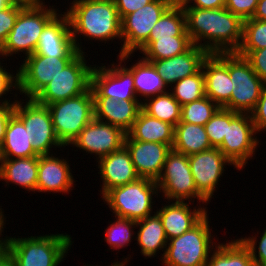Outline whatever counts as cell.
Wrapping results in <instances>:
<instances>
[{"label":"cell","mask_w":266,"mask_h":266,"mask_svg":"<svg viewBox=\"0 0 266 266\" xmlns=\"http://www.w3.org/2000/svg\"><path fill=\"white\" fill-rule=\"evenodd\" d=\"M3 159L4 158H3V153H2V145L0 144V165Z\"/></svg>","instance_id":"obj_56"},{"label":"cell","mask_w":266,"mask_h":266,"mask_svg":"<svg viewBox=\"0 0 266 266\" xmlns=\"http://www.w3.org/2000/svg\"><path fill=\"white\" fill-rule=\"evenodd\" d=\"M128 69L133 74L135 93L139 97L148 99L168 92L166 83L151 62L141 58Z\"/></svg>","instance_id":"obj_31"},{"label":"cell","mask_w":266,"mask_h":266,"mask_svg":"<svg viewBox=\"0 0 266 266\" xmlns=\"http://www.w3.org/2000/svg\"><path fill=\"white\" fill-rule=\"evenodd\" d=\"M158 189L168 201L190 202L197 198L199 202L208 201L197 191L188 156L171 149L165 159L161 175L156 181ZM191 199V200H189Z\"/></svg>","instance_id":"obj_11"},{"label":"cell","mask_w":266,"mask_h":266,"mask_svg":"<svg viewBox=\"0 0 266 266\" xmlns=\"http://www.w3.org/2000/svg\"><path fill=\"white\" fill-rule=\"evenodd\" d=\"M256 133L251 114L227 109V132L218 149L239 171L255 154L259 145Z\"/></svg>","instance_id":"obj_10"},{"label":"cell","mask_w":266,"mask_h":266,"mask_svg":"<svg viewBox=\"0 0 266 266\" xmlns=\"http://www.w3.org/2000/svg\"><path fill=\"white\" fill-rule=\"evenodd\" d=\"M260 242L258 243L259 246L256 247L257 244V238L254 235V237H246L241 238L240 240L243 242V244L248 248L250 251L251 258L254 260L256 266H266V230L264 229V232L262 234V237H260ZM258 248V255L257 249ZM258 256V257H257Z\"/></svg>","instance_id":"obj_43"},{"label":"cell","mask_w":266,"mask_h":266,"mask_svg":"<svg viewBox=\"0 0 266 266\" xmlns=\"http://www.w3.org/2000/svg\"><path fill=\"white\" fill-rule=\"evenodd\" d=\"M252 18L266 21V0L258 1L256 11Z\"/></svg>","instance_id":"obj_50"},{"label":"cell","mask_w":266,"mask_h":266,"mask_svg":"<svg viewBox=\"0 0 266 266\" xmlns=\"http://www.w3.org/2000/svg\"><path fill=\"white\" fill-rule=\"evenodd\" d=\"M189 36L183 7H169L153 26L149 39Z\"/></svg>","instance_id":"obj_35"},{"label":"cell","mask_w":266,"mask_h":266,"mask_svg":"<svg viewBox=\"0 0 266 266\" xmlns=\"http://www.w3.org/2000/svg\"><path fill=\"white\" fill-rule=\"evenodd\" d=\"M126 133L119 127L93 119L70 145L98 155V159L119 150L124 145Z\"/></svg>","instance_id":"obj_16"},{"label":"cell","mask_w":266,"mask_h":266,"mask_svg":"<svg viewBox=\"0 0 266 266\" xmlns=\"http://www.w3.org/2000/svg\"><path fill=\"white\" fill-rule=\"evenodd\" d=\"M57 14V10L49 9L43 2L26 5L18 14L15 24L0 49V56H13L25 52V57L32 55L46 24Z\"/></svg>","instance_id":"obj_4"},{"label":"cell","mask_w":266,"mask_h":266,"mask_svg":"<svg viewBox=\"0 0 266 266\" xmlns=\"http://www.w3.org/2000/svg\"><path fill=\"white\" fill-rule=\"evenodd\" d=\"M174 87V88H173ZM171 86L172 96L183 106L205 96L204 74L201 69L194 75L187 76Z\"/></svg>","instance_id":"obj_36"},{"label":"cell","mask_w":266,"mask_h":266,"mask_svg":"<svg viewBox=\"0 0 266 266\" xmlns=\"http://www.w3.org/2000/svg\"><path fill=\"white\" fill-rule=\"evenodd\" d=\"M51 155L38 156V192L68 193L73 187V176L68 162Z\"/></svg>","instance_id":"obj_24"},{"label":"cell","mask_w":266,"mask_h":266,"mask_svg":"<svg viewBox=\"0 0 266 266\" xmlns=\"http://www.w3.org/2000/svg\"><path fill=\"white\" fill-rule=\"evenodd\" d=\"M72 59L42 55L25 57L19 71L17 70L18 90L33 99Z\"/></svg>","instance_id":"obj_15"},{"label":"cell","mask_w":266,"mask_h":266,"mask_svg":"<svg viewBox=\"0 0 266 266\" xmlns=\"http://www.w3.org/2000/svg\"><path fill=\"white\" fill-rule=\"evenodd\" d=\"M13 2L21 3L24 5H34L42 2L41 0H12Z\"/></svg>","instance_id":"obj_54"},{"label":"cell","mask_w":266,"mask_h":266,"mask_svg":"<svg viewBox=\"0 0 266 266\" xmlns=\"http://www.w3.org/2000/svg\"><path fill=\"white\" fill-rule=\"evenodd\" d=\"M139 227L137 232V244L141 248V253L145 257L156 255L157 251L166 249L168 239L165 235L162 220L157 212L144 219L136 221Z\"/></svg>","instance_id":"obj_28"},{"label":"cell","mask_w":266,"mask_h":266,"mask_svg":"<svg viewBox=\"0 0 266 266\" xmlns=\"http://www.w3.org/2000/svg\"><path fill=\"white\" fill-rule=\"evenodd\" d=\"M170 6L161 0H153L134 13L121 19L123 44L120 54L138 50L148 39L153 26Z\"/></svg>","instance_id":"obj_14"},{"label":"cell","mask_w":266,"mask_h":266,"mask_svg":"<svg viewBox=\"0 0 266 266\" xmlns=\"http://www.w3.org/2000/svg\"><path fill=\"white\" fill-rule=\"evenodd\" d=\"M266 48V21L244 20L242 42L237 51H254Z\"/></svg>","instance_id":"obj_38"},{"label":"cell","mask_w":266,"mask_h":266,"mask_svg":"<svg viewBox=\"0 0 266 266\" xmlns=\"http://www.w3.org/2000/svg\"><path fill=\"white\" fill-rule=\"evenodd\" d=\"M183 9L187 33L194 45L205 49L209 54L237 52L243 37L244 20L241 17L225 7ZM202 40L205 42L202 43Z\"/></svg>","instance_id":"obj_1"},{"label":"cell","mask_w":266,"mask_h":266,"mask_svg":"<svg viewBox=\"0 0 266 266\" xmlns=\"http://www.w3.org/2000/svg\"><path fill=\"white\" fill-rule=\"evenodd\" d=\"M97 162L103 184L102 191H100L102 196L113 187L132 183L140 178L125 145L97 159Z\"/></svg>","instance_id":"obj_22"},{"label":"cell","mask_w":266,"mask_h":266,"mask_svg":"<svg viewBox=\"0 0 266 266\" xmlns=\"http://www.w3.org/2000/svg\"><path fill=\"white\" fill-rule=\"evenodd\" d=\"M205 96L224 108L232 93V81L228 70V53L209 54L202 64Z\"/></svg>","instance_id":"obj_20"},{"label":"cell","mask_w":266,"mask_h":266,"mask_svg":"<svg viewBox=\"0 0 266 266\" xmlns=\"http://www.w3.org/2000/svg\"><path fill=\"white\" fill-rule=\"evenodd\" d=\"M259 0H225V8L243 20L252 18Z\"/></svg>","instance_id":"obj_44"},{"label":"cell","mask_w":266,"mask_h":266,"mask_svg":"<svg viewBox=\"0 0 266 266\" xmlns=\"http://www.w3.org/2000/svg\"><path fill=\"white\" fill-rule=\"evenodd\" d=\"M14 3L12 0H0V11L4 10L8 6Z\"/></svg>","instance_id":"obj_55"},{"label":"cell","mask_w":266,"mask_h":266,"mask_svg":"<svg viewBox=\"0 0 266 266\" xmlns=\"http://www.w3.org/2000/svg\"><path fill=\"white\" fill-rule=\"evenodd\" d=\"M71 240L68 234L7 237L5 249L12 256L14 266H58L71 248Z\"/></svg>","instance_id":"obj_3"},{"label":"cell","mask_w":266,"mask_h":266,"mask_svg":"<svg viewBox=\"0 0 266 266\" xmlns=\"http://www.w3.org/2000/svg\"><path fill=\"white\" fill-rule=\"evenodd\" d=\"M141 101V109L149 116L169 123L174 127L181 119V105L169 92Z\"/></svg>","instance_id":"obj_34"},{"label":"cell","mask_w":266,"mask_h":266,"mask_svg":"<svg viewBox=\"0 0 266 266\" xmlns=\"http://www.w3.org/2000/svg\"><path fill=\"white\" fill-rule=\"evenodd\" d=\"M2 208H0V235H3V234H1L3 231V229H4V225H5V222L4 221H6L5 220V218H4V214H3V212H2V210H1ZM0 239H2V238H0ZM6 242H7V237H6V239H2V240H0V250H2V249H5V246H6Z\"/></svg>","instance_id":"obj_52"},{"label":"cell","mask_w":266,"mask_h":266,"mask_svg":"<svg viewBox=\"0 0 266 266\" xmlns=\"http://www.w3.org/2000/svg\"><path fill=\"white\" fill-rule=\"evenodd\" d=\"M15 101V102H14ZM0 104V144L3 143L9 119L15 112V103Z\"/></svg>","instance_id":"obj_48"},{"label":"cell","mask_w":266,"mask_h":266,"mask_svg":"<svg viewBox=\"0 0 266 266\" xmlns=\"http://www.w3.org/2000/svg\"><path fill=\"white\" fill-rule=\"evenodd\" d=\"M189 202L175 201L164 205L156 211L163 223L167 239L178 237L194 227L206 214V207L193 208Z\"/></svg>","instance_id":"obj_25"},{"label":"cell","mask_w":266,"mask_h":266,"mask_svg":"<svg viewBox=\"0 0 266 266\" xmlns=\"http://www.w3.org/2000/svg\"><path fill=\"white\" fill-rule=\"evenodd\" d=\"M3 67L4 66L0 65V98H2L1 96L3 94L5 95L7 92L11 91L10 89L14 88L18 90L19 88L18 73H16V75L14 76V74L7 72L6 68ZM5 103H10V100L8 101L7 99L6 100L3 99L0 102V104H5Z\"/></svg>","instance_id":"obj_46"},{"label":"cell","mask_w":266,"mask_h":266,"mask_svg":"<svg viewBox=\"0 0 266 266\" xmlns=\"http://www.w3.org/2000/svg\"><path fill=\"white\" fill-rule=\"evenodd\" d=\"M208 55L205 49L193 44L186 52L174 57L147 61L153 64L157 73L170 87L181 79L198 73Z\"/></svg>","instance_id":"obj_21"},{"label":"cell","mask_w":266,"mask_h":266,"mask_svg":"<svg viewBox=\"0 0 266 266\" xmlns=\"http://www.w3.org/2000/svg\"><path fill=\"white\" fill-rule=\"evenodd\" d=\"M2 145L3 158H29L38 156L32 148L31 136L24 123L13 114L9 119Z\"/></svg>","instance_id":"obj_29"},{"label":"cell","mask_w":266,"mask_h":266,"mask_svg":"<svg viewBox=\"0 0 266 266\" xmlns=\"http://www.w3.org/2000/svg\"><path fill=\"white\" fill-rule=\"evenodd\" d=\"M27 101L22 106L24 102L17 100L14 114L24 123L26 131L30 134L33 151L38 156H43L50 155L53 146L64 147L55 133L48 107L34 99Z\"/></svg>","instance_id":"obj_12"},{"label":"cell","mask_w":266,"mask_h":266,"mask_svg":"<svg viewBox=\"0 0 266 266\" xmlns=\"http://www.w3.org/2000/svg\"><path fill=\"white\" fill-rule=\"evenodd\" d=\"M124 145L130 152L139 177L157 181L161 175L166 156L172 148L167 144L133 140L127 133Z\"/></svg>","instance_id":"obj_19"},{"label":"cell","mask_w":266,"mask_h":266,"mask_svg":"<svg viewBox=\"0 0 266 266\" xmlns=\"http://www.w3.org/2000/svg\"><path fill=\"white\" fill-rule=\"evenodd\" d=\"M228 70L232 81L230 102L224 107L238 113H251L266 85L249 61L236 52L228 53Z\"/></svg>","instance_id":"obj_9"},{"label":"cell","mask_w":266,"mask_h":266,"mask_svg":"<svg viewBox=\"0 0 266 266\" xmlns=\"http://www.w3.org/2000/svg\"><path fill=\"white\" fill-rule=\"evenodd\" d=\"M0 179L18 185L27 191H36L38 156L29 158H4L0 165Z\"/></svg>","instance_id":"obj_26"},{"label":"cell","mask_w":266,"mask_h":266,"mask_svg":"<svg viewBox=\"0 0 266 266\" xmlns=\"http://www.w3.org/2000/svg\"><path fill=\"white\" fill-rule=\"evenodd\" d=\"M204 127L211 146L218 148L227 132V109L220 107Z\"/></svg>","instance_id":"obj_40"},{"label":"cell","mask_w":266,"mask_h":266,"mask_svg":"<svg viewBox=\"0 0 266 266\" xmlns=\"http://www.w3.org/2000/svg\"><path fill=\"white\" fill-rule=\"evenodd\" d=\"M85 53L79 52L33 99L47 106L86 92L91 85L93 67L86 64Z\"/></svg>","instance_id":"obj_8"},{"label":"cell","mask_w":266,"mask_h":266,"mask_svg":"<svg viewBox=\"0 0 266 266\" xmlns=\"http://www.w3.org/2000/svg\"><path fill=\"white\" fill-rule=\"evenodd\" d=\"M236 53L249 61L254 72L266 84V48L254 51H237Z\"/></svg>","instance_id":"obj_42"},{"label":"cell","mask_w":266,"mask_h":266,"mask_svg":"<svg viewBox=\"0 0 266 266\" xmlns=\"http://www.w3.org/2000/svg\"><path fill=\"white\" fill-rule=\"evenodd\" d=\"M205 266H256L250 251L240 239L217 244Z\"/></svg>","instance_id":"obj_32"},{"label":"cell","mask_w":266,"mask_h":266,"mask_svg":"<svg viewBox=\"0 0 266 266\" xmlns=\"http://www.w3.org/2000/svg\"><path fill=\"white\" fill-rule=\"evenodd\" d=\"M59 141L70 145L85 126L94 119L91 88L79 96L47 105Z\"/></svg>","instance_id":"obj_7"},{"label":"cell","mask_w":266,"mask_h":266,"mask_svg":"<svg viewBox=\"0 0 266 266\" xmlns=\"http://www.w3.org/2000/svg\"><path fill=\"white\" fill-rule=\"evenodd\" d=\"M212 148L205 127L187 122L175 126L172 149L187 156Z\"/></svg>","instance_id":"obj_30"},{"label":"cell","mask_w":266,"mask_h":266,"mask_svg":"<svg viewBox=\"0 0 266 266\" xmlns=\"http://www.w3.org/2000/svg\"><path fill=\"white\" fill-rule=\"evenodd\" d=\"M71 5L66 13L73 43L79 52H83L77 41L80 35L88 37V40H122L121 19L113 0H73Z\"/></svg>","instance_id":"obj_2"},{"label":"cell","mask_w":266,"mask_h":266,"mask_svg":"<svg viewBox=\"0 0 266 266\" xmlns=\"http://www.w3.org/2000/svg\"><path fill=\"white\" fill-rule=\"evenodd\" d=\"M219 108L214 101L204 96L181 107L180 122L204 126Z\"/></svg>","instance_id":"obj_37"},{"label":"cell","mask_w":266,"mask_h":266,"mask_svg":"<svg viewBox=\"0 0 266 266\" xmlns=\"http://www.w3.org/2000/svg\"><path fill=\"white\" fill-rule=\"evenodd\" d=\"M206 214L194 227L184 234L169 239L162 263L165 266H205L215 245ZM213 243V244H212Z\"/></svg>","instance_id":"obj_5"},{"label":"cell","mask_w":266,"mask_h":266,"mask_svg":"<svg viewBox=\"0 0 266 266\" xmlns=\"http://www.w3.org/2000/svg\"><path fill=\"white\" fill-rule=\"evenodd\" d=\"M131 53L118 55L119 64L111 68L104 65L94 66L91 71V85L93 96H105L115 100H141L135 93L132 72L125 67V60L129 59ZM124 62V65H121ZM99 68V69H98Z\"/></svg>","instance_id":"obj_13"},{"label":"cell","mask_w":266,"mask_h":266,"mask_svg":"<svg viewBox=\"0 0 266 266\" xmlns=\"http://www.w3.org/2000/svg\"><path fill=\"white\" fill-rule=\"evenodd\" d=\"M94 118L121 128L127 133L141 110L139 100H115L105 96H93Z\"/></svg>","instance_id":"obj_23"},{"label":"cell","mask_w":266,"mask_h":266,"mask_svg":"<svg viewBox=\"0 0 266 266\" xmlns=\"http://www.w3.org/2000/svg\"><path fill=\"white\" fill-rule=\"evenodd\" d=\"M117 220L112 222L108 228H106L105 241L110 245L111 248L115 250H119L125 246L130 245L133 228L136 226V221L126 218H118Z\"/></svg>","instance_id":"obj_39"},{"label":"cell","mask_w":266,"mask_h":266,"mask_svg":"<svg viewBox=\"0 0 266 266\" xmlns=\"http://www.w3.org/2000/svg\"><path fill=\"white\" fill-rule=\"evenodd\" d=\"M156 181L147 178L108 190L102 199L105 200L115 217L141 220L152 214L153 195L158 197Z\"/></svg>","instance_id":"obj_6"},{"label":"cell","mask_w":266,"mask_h":266,"mask_svg":"<svg viewBox=\"0 0 266 266\" xmlns=\"http://www.w3.org/2000/svg\"><path fill=\"white\" fill-rule=\"evenodd\" d=\"M191 173L197 191L210 202L215 188L224 173V165H233L224 154L215 147L188 156Z\"/></svg>","instance_id":"obj_17"},{"label":"cell","mask_w":266,"mask_h":266,"mask_svg":"<svg viewBox=\"0 0 266 266\" xmlns=\"http://www.w3.org/2000/svg\"><path fill=\"white\" fill-rule=\"evenodd\" d=\"M115 6L118 10L120 19L124 16L134 13L138 9L142 8L146 4L152 2L153 0H113Z\"/></svg>","instance_id":"obj_47"},{"label":"cell","mask_w":266,"mask_h":266,"mask_svg":"<svg viewBox=\"0 0 266 266\" xmlns=\"http://www.w3.org/2000/svg\"><path fill=\"white\" fill-rule=\"evenodd\" d=\"M25 6L26 5L24 4L14 2L4 10L0 11V49L12 30L19 12Z\"/></svg>","instance_id":"obj_41"},{"label":"cell","mask_w":266,"mask_h":266,"mask_svg":"<svg viewBox=\"0 0 266 266\" xmlns=\"http://www.w3.org/2000/svg\"><path fill=\"white\" fill-rule=\"evenodd\" d=\"M174 132L173 125L151 117L141 109L127 134L133 140L167 144L172 148Z\"/></svg>","instance_id":"obj_27"},{"label":"cell","mask_w":266,"mask_h":266,"mask_svg":"<svg viewBox=\"0 0 266 266\" xmlns=\"http://www.w3.org/2000/svg\"><path fill=\"white\" fill-rule=\"evenodd\" d=\"M0 266H14L12 256L6 249L0 250Z\"/></svg>","instance_id":"obj_51"},{"label":"cell","mask_w":266,"mask_h":266,"mask_svg":"<svg viewBox=\"0 0 266 266\" xmlns=\"http://www.w3.org/2000/svg\"><path fill=\"white\" fill-rule=\"evenodd\" d=\"M167 3L170 7H184L188 0H161Z\"/></svg>","instance_id":"obj_53"},{"label":"cell","mask_w":266,"mask_h":266,"mask_svg":"<svg viewBox=\"0 0 266 266\" xmlns=\"http://www.w3.org/2000/svg\"><path fill=\"white\" fill-rule=\"evenodd\" d=\"M63 13H57L46 24L32 55L74 58L79 53L73 43L69 17Z\"/></svg>","instance_id":"obj_18"},{"label":"cell","mask_w":266,"mask_h":266,"mask_svg":"<svg viewBox=\"0 0 266 266\" xmlns=\"http://www.w3.org/2000/svg\"><path fill=\"white\" fill-rule=\"evenodd\" d=\"M193 45L189 36H171L165 39H148L138 50L145 60H161L186 52Z\"/></svg>","instance_id":"obj_33"},{"label":"cell","mask_w":266,"mask_h":266,"mask_svg":"<svg viewBox=\"0 0 266 266\" xmlns=\"http://www.w3.org/2000/svg\"><path fill=\"white\" fill-rule=\"evenodd\" d=\"M255 125L256 132L266 131V85L264 86L261 96L256 107L250 113Z\"/></svg>","instance_id":"obj_45"},{"label":"cell","mask_w":266,"mask_h":266,"mask_svg":"<svg viewBox=\"0 0 266 266\" xmlns=\"http://www.w3.org/2000/svg\"><path fill=\"white\" fill-rule=\"evenodd\" d=\"M189 3L190 4L193 3V5H189ZM184 7H195L201 9H219L225 7V0H188Z\"/></svg>","instance_id":"obj_49"}]
</instances>
